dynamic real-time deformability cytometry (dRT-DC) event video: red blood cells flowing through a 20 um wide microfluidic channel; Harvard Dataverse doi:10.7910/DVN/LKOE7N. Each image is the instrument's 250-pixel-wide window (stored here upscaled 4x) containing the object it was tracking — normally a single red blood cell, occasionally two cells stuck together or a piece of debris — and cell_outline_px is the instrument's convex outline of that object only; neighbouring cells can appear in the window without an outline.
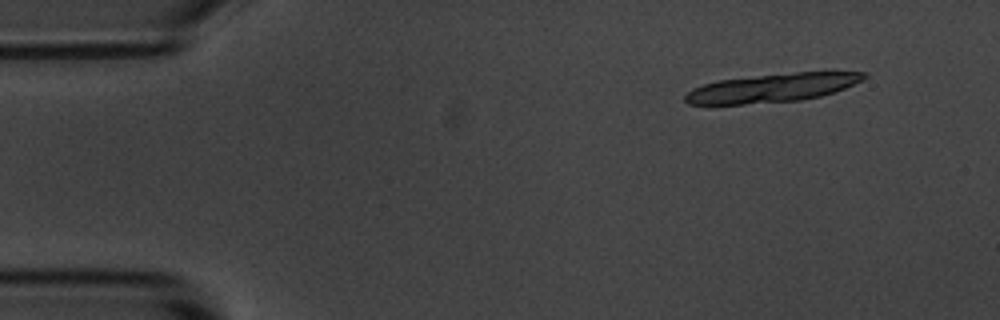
{"species": "common noctule bat (a hibernating species)", "species_latin": "Nyctalus noctula", "temperature_condition": "room temperature", "stored_images_in_passage": 5, "camera_frame_rate_fps": 3000, "um_per_image_px": 0.085, "animal": {"sex": "male", "body_mass_g": 20.1, "forearm_length_mm": 53.5}, "frame": {"image": 1, "passage_image": 2, "time_ms": 1.0, "image_size_px": [1000, 320], "cell_outline_px": [[868, 76], [864, 80], [844, 88], [820, 96], [800, 100], [744, 104], [688, 104], [684, 100], [684, 96], [692, 88], [704, 84], [720, 80], [796, 72], [868, 72]], "centroid_in_image_um": [65.66, 7.47], "position_along_channel_um": 19.3, "area_um2": 29.36}}